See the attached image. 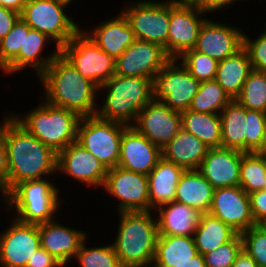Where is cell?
Returning <instances> with one entry per match:
<instances>
[{
    "label": "cell",
    "instance_id": "35",
    "mask_svg": "<svg viewBox=\"0 0 266 267\" xmlns=\"http://www.w3.org/2000/svg\"><path fill=\"white\" fill-rule=\"evenodd\" d=\"M266 184V156L243 152L240 166V187L249 195L264 190Z\"/></svg>",
    "mask_w": 266,
    "mask_h": 267
},
{
    "label": "cell",
    "instance_id": "20",
    "mask_svg": "<svg viewBox=\"0 0 266 267\" xmlns=\"http://www.w3.org/2000/svg\"><path fill=\"white\" fill-rule=\"evenodd\" d=\"M208 19L202 25L195 51L219 61L235 54L243 47V30Z\"/></svg>",
    "mask_w": 266,
    "mask_h": 267
},
{
    "label": "cell",
    "instance_id": "10",
    "mask_svg": "<svg viewBox=\"0 0 266 267\" xmlns=\"http://www.w3.org/2000/svg\"><path fill=\"white\" fill-rule=\"evenodd\" d=\"M177 59H171L153 81L154 99L162 101L170 109L183 112L189 109L197 94L200 82Z\"/></svg>",
    "mask_w": 266,
    "mask_h": 267
},
{
    "label": "cell",
    "instance_id": "48",
    "mask_svg": "<svg viewBox=\"0 0 266 267\" xmlns=\"http://www.w3.org/2000/svg\"><path fill=\"white\" fill-rule=\"evenodd\" d=\"M237 1V0H200V5H199V9L202 12L205 13H211V12H215L218 10H221L222 8L226 9L227 7L229 8V6L234 5L233 3ZM239 1H243V0H238Z\"/></svg>",
    "mask_w": 266,
    "mask_h": 267
},
{
    "label": "cell",
    "instance_id": "43",
    "mask_svg": "<svg viewBox=\"0 0 266 267\" xmlns=\"http://www.w3.org/2000/svg\"><path fill=\"white\" fill-rule=\"evenodd\" d=\"M266 27V25H265ZM243 35V47L246 49L253 70L266 71V28L255 40Z\"/></svg>",
    "mask_w": 266,
    "mask_h": 267
},
{
    "label": "cell",
    "instance_id": "29",
    "mask_svg": "<svg viewBox=\"0 0 266 267\" xmlns=\"http://www.w3.org/2000/svg\"><path fill=\"white\" fill-rule=\"evenodd\" d=\"M249 55L244 47L218 62L215 80L233 100L252 71Z\"/></svg>",
    "mask_w": 266,
    "mask_h": 267
},
{
    "label": "cell",
    "instance_id": "25",
    "mask_svg": "<svg viewBox=\"0 0 266 267\" xmlns=\"http://www.w3.org/2000/svg\"><path fill=\"white\" fill-rule=\"evenodd\" d=\"M157 227L159 236H192L202 213L185 204L173 201L158 207Z\"/></svg>",
    "mask_w": 266,
    "mask_h": 267
},
{
    "label": "cell",
    "instance_id": "14",
    "mask_svg": "<svg viewBox=\"0 0 266 267\" xmlns=\"http://www.w3.org/2000/svg\"><path fill=\"white\" fill-rule=\"evenodd\" d=\"M135 122L132 126L161 149L182 128L181 112L154 98L139 111Z\"/></svg>",
    "mask_w": 266,
    "mask_h": 267
},
{
    "label": "cell",
    "instance_id": "46",
    "mask_svg": "<svg viewBox=\"0 0 266 267\" xmlns=\"http://www.w3.org/2000/svg\"><path fill=\"white\" fill-rule=\"evenodd\" d=\"M19 18L20 13L0 6V40L11 31Z\"/></svg>",
    "mask_w": 266,
    "mask_h": 267
},
{
    "label": "cell",
    "instance_id": "15",
    "mask_svg": "<svg viewBox=\"0 0 266 267\" xmlns=\"http://www.w3.org/2000/svg\"><path fill=\"white\" fill-rule=\"evenodd\" d=\"M40 247L38 225L22 223L13 217L10 227L0 232V266L25 267Z\"/></svg>",
    "mask_w": 266,
    "mask_h": 267
},
{
    "label": "cell",
    "instance_id": "9",
    "mask_svg": "<svg viewBox=\"0 0 266 267\" xmlns=\"http://www.w3.org/2000/svg\"><path fill=\"white\" fill-rule=\"evenodd\" d=\"M121 12L127 18L136 39L161 45L168 55L170 3L167 1H136L123 5Z\"/></svg>",
    "mask_w": 266,
    "mask_h": 267
},
{
    "label": "cell",
    "instance_id": "22",
    "mask_svg": "<svg viewBox=\"0 0 266 267\" xmlns=\"http://www.w3.org/2000/svg\"><path fill=\"white\" fill-rule=\"evenodd\" d=\"M56 220L38 225L40 244L63 266L71 263L86 239L85 231L69 228Z\"/></svg>",
    "mask_w": 266,
    "mask_h": 267
},
{
    "label": "cell",
    "instance_id": "32",
    "mask_svg": "<svg viewBox=\"0 0 266 267\" xmlns=\"http://www.w3.org/2000/svg\"><path fill=\"white\" fill-rule=\"evenodd\" d=\"M237 234L220 219L203 213L193 238L198 253L204 255L231 241Z\"/></svg>",
    "mask_w": 266,
    "mask_h": 267
},
{
    "label": "cell",
    "instance_id": "38",
    "mask_svg": "<svg viewBox=\"0 0 266 267\" xmlns=\"http://www.w3.org/2000/svg\"><path fill=\"white\" fill-rule=\"evenodd\" d=\"M179 58L191 75L199 82L215 79L218 67L217 60L194 49L187 50Z\"/></svg>",
    "mask_w": 266,
    "mask_h": 267
},
{
    "label": "cell",
    "instance_id": "11",
    "mask_svg": "<svg viewBox=\"0 0 266 267\" xmlns=\"http://www.w3.org/2000/svg\"><path fill=\"white\" fill-rule=\"evenodd\" d=\"M60 52L82 76L98 87L115 74L116 60L91 41L82 28Z\"/></svg>",
    "mask_w": 266,
    "mask_h": 267
},
{
    "label": "cell",
    "instance_id": "36",
    "mask_svg": "<svg viewBox=\"0 0 266 267\" xmlns=\"http://www.w3.org/2000/svg\"><path fill=\"white\" fill-rule=\"evenodd\" d=\"M235 100L246 109L266 113V75L252 70Z\"/></svg>",
    "mask_w": 266,
    "mask_h": 267
},
{
    "label": "cell",
    "instance_id": "7",
    "mask_svg": "<svg viewBox=\"0 0 266 267\" xmlns=\"http://www.w3.org/2000/svg\"><path fill=\"white\" fill-rule=\"evenodd\" d=\"M128 125L95 116L81 117L77 143L90 151L107 169L118 166L123 130Z\"/></svg>",
    "mask_w": 266,
    "mask_h": 267
},
{
    "label": "cell",
    "instance_id": "47",
    "mask_svg": "<svg viewBox=\"0 0 266 267\" xmlns=\"http://www.w3.org/2000/svg\"><path fill=\"white\" fill-rule=\"evenodd\" d=\"M0 186L5 195L8 193V156L5 142L0 131Z\"/></svg>",
    "mask_w": 266,
    "mask_h": 267
},
{
    "label": "cell",
    "instance_id": "37",
    "mask_svg": "<svg viewBox=\"0 0 266 267\" xmlns=\"http://www.w3.org/2000/svg\"><path fill=\"white\" fill-rule=\"evenodd\" d=\"M86 240L87 238L75 256L78 265L81 267H122L113 244L91 248L86 247Z\"/></svg>",
    "mask_w": 266,
    "mask_h": 267
},
{
    "label": "cell",
    "instance_id": "23",
    "mask_svg": "<svg viewBox=\"0 0 266 267\" xmlns=\"http://www.w3.org/2000/svg\"><path fill=\"white\" fill-rule=\"evenodd\" d=\"M83 33L115 60L136 41L135 34L122 12Z\"/></svg>",
    "mask_w": 266,
    "mask_h": 267
},
{
    "label": "cell",
    "instance_id": "41",
    "mask_svg": "<svg viewBox=\"0 0 266 267\" xmlns=\"http://www.w3.org/2000/svg\"><path fill=\"white\" fill-rule=\"evenodd\" d=\"M266 113L246 109L245 152H257L260 149L265 130Z\"/></svg>",
    "mask_w": 266,
    "mask_h": 267
},
{
    "label": "cell",
    "instance_id": "53",
    "mask_svg": "<svg viewBox=\"0 0 266 267\" xmlns=\"http://www.w3.org/2000/svg\"><path fill=\"white\" fill-rule=\"evenodd\" d=\"M256 153L266 156V123H265V130L263 134V140H262L260 149Z\"/></svg>",
    "mask_w": 266,
    "mask_h": 267
},
{
    "label": "cell",
    "instance_id": "42",
    "mask_svg": "<svg viewBox=\"0 0 266 267\" xmlns=\"http://www.w3.org/2000/svg\"><path fill=\"white\" fill-rule=\"evenodd\" d=\"M243 249L242 238L237 234L231 241L204 254L206 267H232L238 254Z\"/></svg>",
    "mask_w": 266,
    "mask_h": 267
},
{
    "label": "cell",
    "instance_id": "26",
    "mask_svg": "<svg viewBox=\"0 0 266 267\" xmlns=\"http://www.w3.org/2000/svg\"><path fill=\"white\" fill-rule=\"evenodd\" d=\"M185 169L163 157L148 177L150 211L175 201L176 187Z\"/></svg>",
    "mask_w": 266,
    "mask_h": 267
},
{
    "label": "cell",
    "instance_id": "21",
    "mask_svg": "<svg viewBox=\"0 0 266 267\" xmlns=\"http://www.w3.org/2000/svg\"><path fill=\"white\" fill-rule=\"evenodd\" d=\"M242 153V151L225 147L209 148L196 171L214 189L239 186Z\"/></svg>",
    "mask_w": 266,
    "mask_h": 267
},
{
    "label": "cell",
    "instance_id": "18",
    "mask_svg": "<svg viewBox=\"0 0 266 267\" xmlns=\"http://www.w3.org/2000/svg\"><path fill=\"white\" fill-rule=\"evenodd\" d=\"M93 187H103L108 169L90 151L74 142L57 154V171Z\"/></svg>",
    "mask_w": 266,
    "mask_h": 267
},
{
    "label": "cell",
    "instance_id": "4",
    "mask_svg": "<svg viewBox=\"0 0 266 267\" xmlns=\"http://www.w3.org/2000/svg\"><path fill=\"white\" fill-rule=\"evenodd\" d=\"M106 90V98L97 107L96 116L132 125L139 111L154 98L153 80L144 77H126L114 74L98 91Z\"/></svg>",
    "mask_w": 266,
    "mask_h": 267
},
{
    "label": "cell",
    "instance_id": "16",
    "mask_svg": "<svg viewBox=\"0 0 266 267\" xmlns=\"http://www.w3.org/2000/svg\"><path fill=\"white\" fill-rule=\"evenodd\" d=\"M208 213L238 234L256 225L251 213L249 195L240 185L214 189Z\"/></svg>",
    "mask_w": 266,
    "mask_h": 267
},
{
    "label": "cell",
    "instance_id": "49",
    "mask_svg": "<svg viewBox=\"0 0 266 267\" xmlns=\"http://www.w3.org/2000/svg\"><path fill=\"white\" fill-rule=\"evenodd\" d=\"M232 267H258V265L255 260L242 249Z\"/></svg>",
    "mask_w": 266,
    "mask_h": 267
},
{
    "label": "cell",
    "instance_id": "13",
    "mask_svg": "<svg viewBox=\"0 0 266 267\" xmlns=\"http://www.w3.org/2000/svg\"><path fill=\"white\" fill-rule=\"evenodd\" d=\"M171 60L165 49L154 43L136 39L116 59L115 74L144 77L154 81L156 74Z\"/></svg>",
    "mask_w": 266,
    "mask_h": 267
},
{
    "label": "cell",
    "instance_id": "55",
    "mask_svg": "<svg viewBox=\"0 0 266 267\" xmlns=\"http://www.w3.org/2000/svg\"><path fill=\"white\" fill-rule=\"evenodd\" d=\"M0 194H2L1 196H3L2 198H3V200L4 199H6V195H5V193H4V190H3V188L0 186Z\"/></svg>",
    "mask_w": 266,
    "mask_h": 267
},
{
    "label": "cell",
    "instance_id": "52",
    "mask_svg": "<svg viewBox=\"0 0 266 267\" xmlns=\"http://www.w3.org/2000/svg\"><path fill=\"white\" fill-rule=\"evenodd\" d=\"M165 1L175 6L199 7L200 5V0H165Z\"/></svg>",
    "mask_w": 266,
    "mask_h": 267
},
{
    "label": "cell",
    "instance_id": "1",
    "mask_svg": "<svg viewBox=\"0 0 266 267\" xmlns=\"http://www.w3.org/2000/svg\"><path fill=\"white\" fill-rule=\"evenodd\" d=\"M0 122L8 156V192L22 181L47 178L57 171V153L19 124L11 114Z\"/></svg>",
    "mask_w": 266,
    "mask_h": 267
},
{
    "label": "cell",
    "instance_id": "33",
    "mask_svg": "<svg viewBox=\"0 0 266 267\" xmlns=\"http://www.w3.org/2000/svg\"><path fill=\"white\" fill-rule=\"evenodd\" d=\"M221 118V147L245 153L246 108L235 99L231 100L219 114Z\"/></svg>",
    "mask_w": 266,
    "mask_h": 267
},
{
    "label": "cell",
    "instance_id": "6",
    "mask_svg": "<svg viewBox=\"0 0 266 267\" xmlns=\"http://www.w3.org/2000/svg\"><path fill=\"white\" fill-rule=\"evenodd\" d=\"M49 178L22 181L6 194V208L18 211L16 220L36 225L55 220L60 190Z\"/></svg>",
    "mask_w": 266,
    "mask_h": 267
},
{
    "label": "cell",
    "instance_id": "27",
    "mask_svg": "<svg viewBox=\"0 0 266 267\" xmlns=\"http://www.w3.org/2000/svg\"><path fill=\"white\" fill-rule=\"evenodd\" d=\"M208 149L200 139L181 128L162 148V157L185 170H196Z\"/></svg>",
    "mask_w": 266,
    "mask_h": 267
},
{
    "label": "cell",
    "instance_id": "28",
    "mask_svg": "<svg viewBox=\"0 0 266 267\" xmlns=\"http://www.w3.org/2000/svg\"><path fill=\"white\" fill-rule=\"evenodd\" d=\"M214 187L196 170H185L176 187L175 201L208 213Z\"/></svg>",
    "mask_w": 266,
    "mask_h": 267
},
{
    "label": "cell",
    "instance_id": "34",
    "mask_svg": "<svg viewBox=\"0 0 266 267\" xmlns=\"http://www.w3.org/2000/svg\"><path fill=\"white\" fill-rule=\"evenodd\" d=\"M230 96L222 89L215 79L200 82L197 94L194 96L188 110L220 114L231 101Z\"/></svg>",
    "mask_w": 266,
    "mask_h": 267
},
{
    "label": "cell",
    "instance_id": "2",
    "mask_svg": "<svg viewBox=\"0 0 266 267\" xmlns=\"http://www.w3.org/2000/svg\"><path fill=\"white\" fill-rule=\"evenodd\" d=\"M43 86V99L48 103L66 108L80 117L95 116L98 86L82 76L60 52L39 76Z\"/></svg>",
    "mask_w": 266,
    "mask_h": 267
},
{
    "label": "cell",
    "instance_id": "44",
    "mask_svg": "<svg viewBox=\"0 0 266 267\" xmlns=\"http://www.w3.org/2000/svg\"><path fill=\"white\" fill-rule=\"evenodd\" d=\"M249 198L255 224H266V191L253 192L249 194Z\"/></svg>",
    "mask_w": 266,
    "mask_h": 267
},
{
    "label": "cell",
    "instance_id": "17",
    "mask_svg": "<svg viewBox=\"0 0 266 267\" xmlns=\"http://www.w3.org/2000/svg\"><path fill=\"white\" fill-rule=\"evenodd\" d=\"M198 7L170 4L168 56L179 60L187 50L194 49L200 29L207 20Z\"/></svg>",
    "mask_w": 266,
    "mask_h": 267
},
{
    "label": "cell",
    "instance_id": "3",
    "mask_svg": "<svg viewBox=\"0 0 266 267\" xmlns=\"http://www.w3.org/2000/svg\"><path fill=\"white\" fill-rule=\"evenodd\" d=\"M151 212H118L120 221L112 244L122 267H152L159 232Z\"/></svg>",
    "mask_w": 266,
    "mask_h": 267
},
{
    "label": "cell",
    "instance_id": "50",
    "mask_svg": "<svg viewBox=\"0 0 266 267\" xmlns=\"http://www.w3.org/2000/svg\"><path fill=\"white\" fill-rule=\"evenodd\" d=\"M26 2L27 0H0V6L21 14Z\"/></svg>",
    "mask_w": 266,
    "mask_h": 267
},
{
    "label": "cell",
    "instance_id": "24",
    "mask_svg": "<svg viewBox=\"0 0 266 267\" xmlns=\"http://www.w3.org/2000/svg\"><path fill=\"white\" fill-rule=\"evenodd\" d=\"M54 42L46 34L30 28L24 31L23 50L2 70V73L14 74L31 67L36 71L38 77L46 70L54 58L60 53V48L53 49L54 52L42 58L43 48L47 43Z\"/></svg>",
    "mask_w": 266,
    "mask_h": 267
},
{
    "label": "cell",
    "instance_id": "12",
    "mask_svg": "<svg viewBox=\"0 0 266 267\" xmlns=\"http://www.w3.org/2000/svg\"><path fill=\"white\" fill-rule=\"evenodd\" d=\"M118 199V212L150 211L148 177L119 166L108 169L103 187Z\"/></svg>",
    "mask_w": 266,
    "mask_h": 267
},
{
    "label": "cell",
    "instance_id": "39",
    "mask_svg": "<svg viewBox=\"0 0 266 267\" xmlns=\"http://www.w3.org/2000/svg\"><path fill=\"white\" fill-rule=\"evenodd\" d=\"M27 23L19 18L11 31L0 40V70H3L23 50L24 31H29Z\"/></svg>",
    "mask_w": 266,
    "mask_h": 267
},
{
    "label": "cell",
    "instance_id": "19",
    "mask_svg": "<svg viewBox=\"0 0 266 267\" xmlns=\"http://www.w3.org/2000/svg\"><path fill=\"white\" fill-rule=\"evenodd\" d=\"M162 158V149L128 125L122 133L118 166L148 176Z\"/></svg>",
    "mask_w": 266,
    "mask_h": 267
},
{
    "label": "cell",
    "instance_id": "54",
    "mask_svg": "<svg viewBox=\"0 0 266 267\" xmlns=\"http://www.w3.org/2000/svg\"><path fill=\"white\" fill-rule=\"evenodd\" d=\"M58 3L64 4L65 6L70 5L73 0H56Z\"/></svg>",
    "mask_w": 266,
    "mask_h": 267
},
{
    "label": "cell",
    "instance_id": "8",
    "mask_svg": "<svg viewBox=\"0 0 266 267\" xmlns=\"http://www.w3.org/2000/svg\"><path fill=\"white\" fill-rule=\"evenodd\" d=\"M64 4L56 0H27L20 14L27 25L46 34L60 49L80 31V27L65 13Z\"/></svg>",
    "mask_w": 266,
    "mask_h": 267
},
{
    "label": "cell",
    "instance_id": "45",
    "mask_svg": "<svg viewBox=\"0 0 266 267\" xmlns=\"http://www.w3.org/2000/svg\"><path fill=\"white\" fill-rule=\"evenodd\" d=\"M25 267H64L56 258L40 247L32 257L29 258Z\"/></svg>",
    "mask_w": 266,
    "mask_h": 267
},
{
    "label": "cell",
    "instance_id": "51",
    "mask_svg": "<svg viewBox=\"0 0 266 267\" xmlns=\"http://www.w3.org/2000/svg\"><path fill=\"white\" fill-rule=\"evenodd\" d=\"M173 267H206L204 256L198 253L188 262H184L183 264H175Z\"/></svg>",
    "mask_w": 266,
    "mask_h": 267
},
{
    "label": "cell",
    "instance_id": "5",
    "mask_svg": "<svg viewBox=\"0 0 266 267\" xmlns=\"http://www.w3.org/2000/svg\"><path fill=\"white\" fill-rule=\"evenodd\" d=\"M27 111L26 115L11 114L30 134L57 154L77 141V128L81 117L63 107L47 101Z\"/></svg>",
    "mask_w": 266,
    "mask_h": 267
},
{
    "label": "cell",
    "instance_id": "31",
    "mask_svg": "<svg viewBox=\"0 0 266 267\" xmlns=\"http://www.w3.org/2000/svg\"><path fill=\"white\" fill-rule=\"evenodd\" d=\"M181 126L184 131L196 136L209 148L221 147L222 130L219 114L186 110L181 112Z\"/></svg>",
    "mask_w": 266,
    "mask_h": 267
},
{
    "label": "cell",
    "instance_id": "40",
    "mask_svg": "<svg viewBox=\"0 0 266 267\" xmlns=\"http://www.w3.org/2000/svg\"><path fill=\"white\" fill-rule=\"evenodd\" d=\"M240 235L243 250L258 266H266V224H256Z\"/></svg>",
    "mask_w": 266,
    "mask_h": 267
},
{
    "label": "cell",
    "instance_id": "30",
    "mask_svg": "<svg viewBox=\"0 0 266 267\" xmlns=\"http://www.w3.org/2000/svg\"><path fill=\"white\" fill-rule=\"evenodd\" d=\"M198 254L192 236H158L152 267H173Z\"/></svg>",
    "mask_w": 266,
    "mask_h": 267
}]
</instances>
